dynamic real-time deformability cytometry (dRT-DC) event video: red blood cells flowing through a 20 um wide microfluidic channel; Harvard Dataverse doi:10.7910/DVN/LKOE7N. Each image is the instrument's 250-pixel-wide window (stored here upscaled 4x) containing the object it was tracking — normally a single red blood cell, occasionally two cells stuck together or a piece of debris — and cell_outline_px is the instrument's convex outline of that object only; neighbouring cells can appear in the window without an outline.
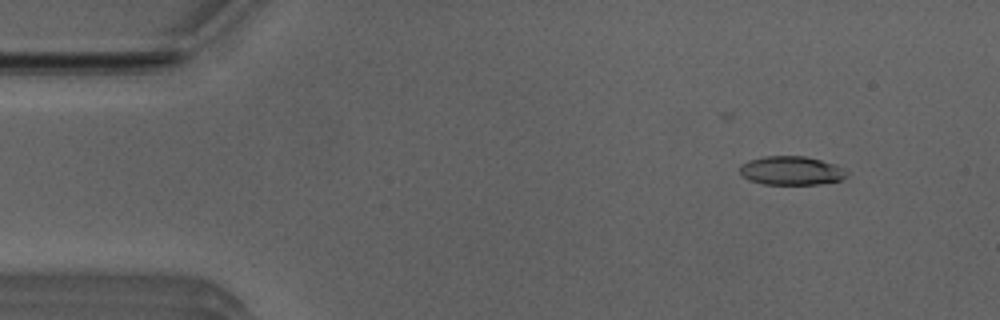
{"species": "Egyptian fruit bat (a non-hibernating species)", "species_latin": "Rousettus aegyptiacus", "temperature_condition": "room temperature", "stored_images_in_passage": 50, "camera_frame_rate_fps": 3000, "um_per_image_px": 0.085, "animal": {"sex": "male"}, "frame": {"image": 1, "passage_image": 4, "time_ms": 1.0, "image_size_px": [1000, 320], "cell_outline_px": [[848, 176], [840, 180], [820, 184], [764, 184], [748, 180], [740, 176], [740, 164], [748, 160], [764, 156], [804, 156], [820, 160], [844, 168], [848, 172]], "centroid_in_image_um": [67.22, 14.51], "position_along_channel_um": 17.8, "area_um2": 18.03}}
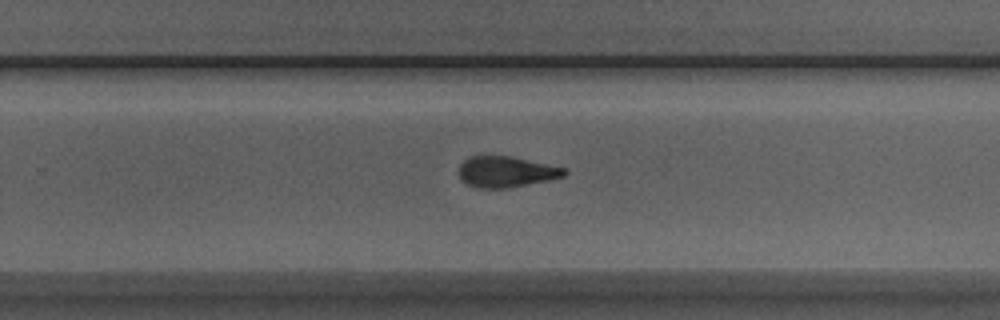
{"frame": {"image": 2, "passage_image": 31, "time_ms": 10.0, "image_size_px": [1000, 320], "cell_outline_px": [[568, 172], [564, 176], [548, 180], [504, 188], [480, 188], [468, 184], [456, 172], [460, 164], [468, 156], [512, 156], [568, 168]], "centroid_in_image_um": [43.03, 14.58], "position_along_channel_um": 286.8, "area_um2": 19.02}}
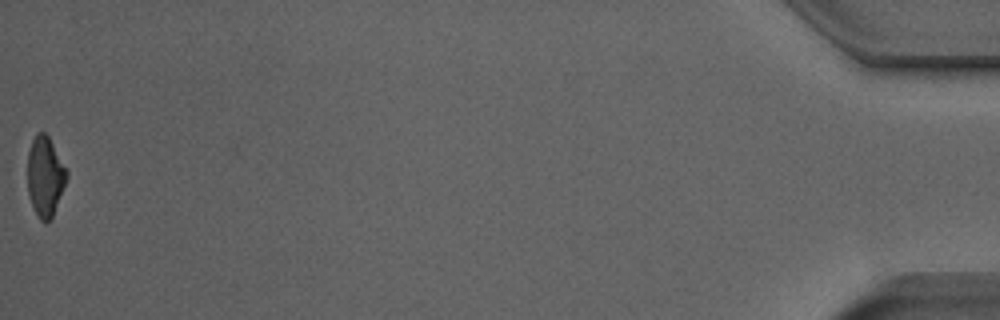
{"frame": {"image": 3, "passage_image": 50, "time_ms": 16.333, "image_size_px": [1000, 320], "cell_outline_px": [[68, 176], [52, 216], [48, 220], [40, 220], [28, 196], [28, 152], [32, 140], [36, 132], [44, 132], [48, 136], [68, 172]], "centroid_in_image_um": [3.82, 14.95], "position_along_channel_um": 431.4, "area_um2": 17.8}, "authors_computed_cell_mechanics": {"area_um2": 19.0162, "velocity_mm_per_s": 3.9759, "shape_relaxation_time_tau1_ms": 3.5397, "shape_relaxation_time_tau2_ms": 3.7573, "deformation_change_tau1": 0.1595, "deformation_change_tau2": 0.131}}